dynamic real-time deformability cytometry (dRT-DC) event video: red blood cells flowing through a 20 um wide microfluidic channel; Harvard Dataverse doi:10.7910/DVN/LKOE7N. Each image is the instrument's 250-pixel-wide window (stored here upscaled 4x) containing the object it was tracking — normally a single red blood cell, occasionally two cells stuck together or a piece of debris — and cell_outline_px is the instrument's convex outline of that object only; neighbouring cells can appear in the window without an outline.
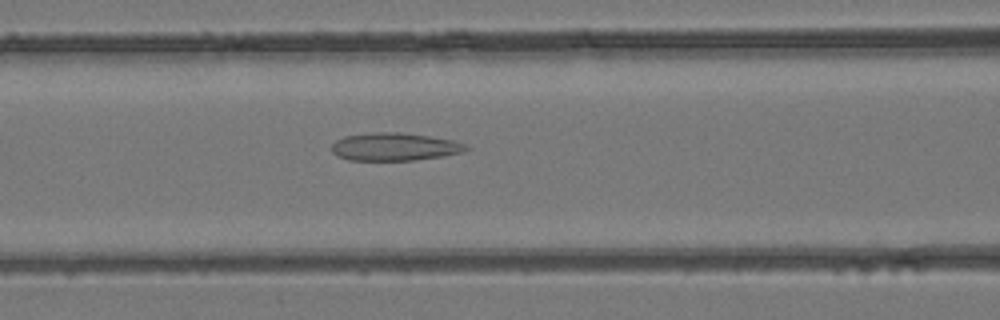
{"species": "common noctule bat (a hibernating species)", "species_latin": "Nyctalus noctula", "temperature_condition": "room temperature", "stored_images_in_passage": 33, "camera_frame_rate_fps": 3000, "um_per_image_px": 0.085, "animal": {"sex": "female", "body_mass_g": 24.6, "forearm_length_mm": 56.2}, "frame": {"image": 1, "passage_image": 6, "time_ms": 1.667, "image_size_px": [1000, 320], "cell_outline_px": [[472, 148], [464, 152], [444, 156], [412, 160], [348, 160], [336, 156], [332, 152], [332, 144], [336, 140], [344, 136], [376, 132], [400, 132], [428, 136], [452, 140], [464, 144]], "centroid_in_image_um": [33.54, 12.48], "position_along_channel_um": 133.1, "area_um2": 21.85}}
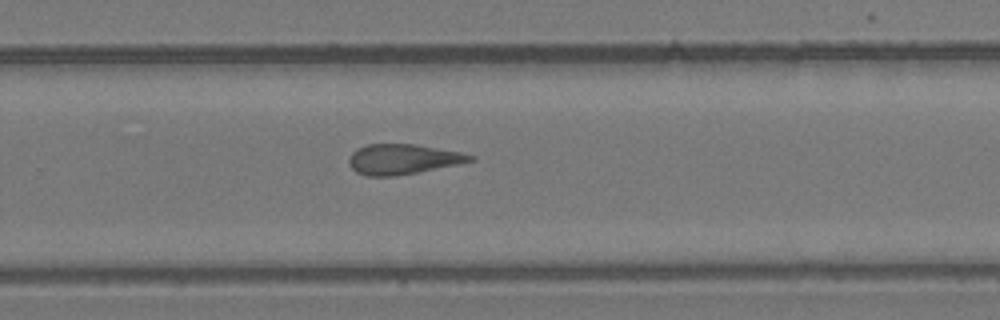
{"frame": {"image": 2, "passage_image": 17, "time_ms": 5.333, "image_size_px": [1000, 320], "cell_outline_px": [[476, 160], [460, 164], [396, 176], [368, 176], [356, 172], [352, 168], [348, 160], [352, 152], [356, 148], [368, 144], [416, 144], [460, 152], [476, 156]], "centroid_in_image_um": [34.26, 13.53], "position_along_channel_um": 295.5, "area_um2": 21.39}}
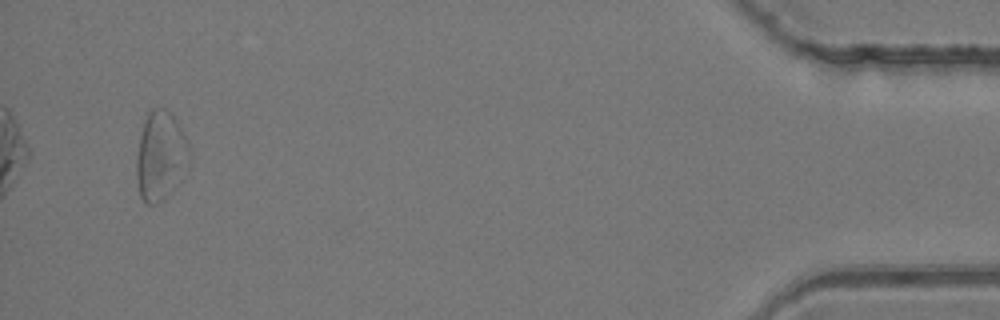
{"frame": {"image": 3, "passage_image": 31, "time_ms": 10.0, "image_size_px": [1000, 320], "cell_outline_px": [[192, 156], [180, 180], [164, 200], [156, 204], [148, 204], [140, 196], [136, 180], [136, 156], [140, 136], [144, 120], [148, 112], [152, 108], [164, 108], [176, 120], [192, 152]], "centroid_in_image_um": [13.64, 13.27], "position_along_channel_um": 421.6, "area_um2": 27.57}}